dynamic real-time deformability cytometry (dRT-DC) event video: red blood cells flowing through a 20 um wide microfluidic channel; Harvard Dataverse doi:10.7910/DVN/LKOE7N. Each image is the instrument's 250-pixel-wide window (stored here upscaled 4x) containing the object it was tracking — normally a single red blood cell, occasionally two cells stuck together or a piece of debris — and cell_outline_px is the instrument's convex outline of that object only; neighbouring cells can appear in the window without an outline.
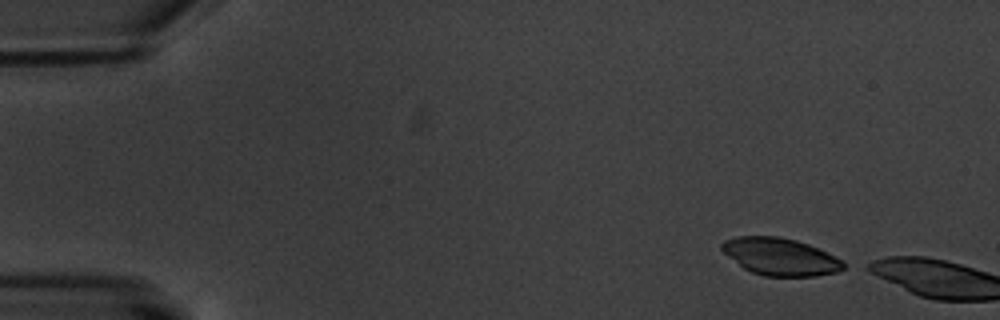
{"species": "common noctule bat (a hibernating species)", "species_latin": "Nyctalus noctula", "temperature_condition": "warm", "stored_images_in_passage": 2, "camera_frame_rate_fps": 3000, "um_per_image_px": 0.085, "animal": {"sex": "male", "body_mass_g": 20.1, "forearm_length_mm": 53.5}, "frame": {"image": 1, "passage_image": 1, "time_ms": 0.0, "image_size_px": [1000, 320], "cell_outline_px": [[852, 264], [836, 272], [816, 276], [764, 276], [752, 272], [744, 268], [728, 256], [720, 248], [720, 244], [724, 240], [736, 236], [780, 236], [796, 240], [808, 244], [828, 252]], "centroid_in_image_um": [66.38, 21.81], "position_along_channel_um": 18.6, "area_um2": 26.76}}